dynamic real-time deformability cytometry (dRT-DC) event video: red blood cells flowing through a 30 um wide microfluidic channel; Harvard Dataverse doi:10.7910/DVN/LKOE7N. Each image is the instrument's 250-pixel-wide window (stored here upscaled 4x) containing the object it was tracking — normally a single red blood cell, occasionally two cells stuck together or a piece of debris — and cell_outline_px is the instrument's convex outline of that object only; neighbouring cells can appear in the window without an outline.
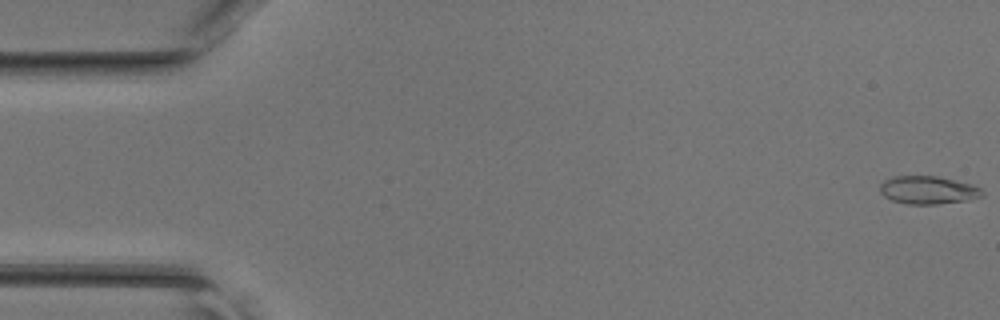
{"species": "common noctule bat (a hibernating species)", "species_latin": "Nyctalus noctula", "temperature_condition": "room temperature", "stored_images_in_passage": 46, "camera_frame_rate_fps": 3000, "um_per_image_px": 0.085, "animal": {"sex": "female", "body_mass_g": 17.0, "forearm_length_mm": 48.0}, "frame": {"image": 1, "passage_image": 1, "time_ms": 0.0, "image_size_px": [1000, 320], "cell_outline_px": [[984, 196], [964, 200], [936, 204], [908, 204], [892, 200], [884, 196], [880, 192], [880, 184], [884, 180], [892, 176], [936, 176], [972, 184], [980, 188], [984, 192]], "centroid_in_image_um": [78.86, 16.15], "position_along_channel_um": 6.1, "area_um2": 16.59}}
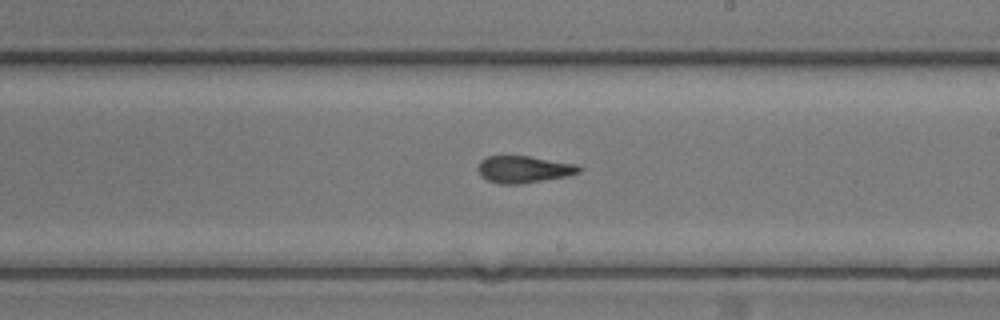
{"frame": {"image": 2, "passage_image": 27, "time_ms": 8.667, "image_size_px": [1000, 320], "cell_outline_px": [[584, 168], [580, 172], [568, 176], [520, 184], [500, 184], [488, 180], [480, 176], [476, 168], [480, 160], [488, 156], [528, 156], [576, 164]], "centroid_in_image_um": [44.51, 14.39], "position_along_channel_um": 244.5, "area_um2": 16.01}}
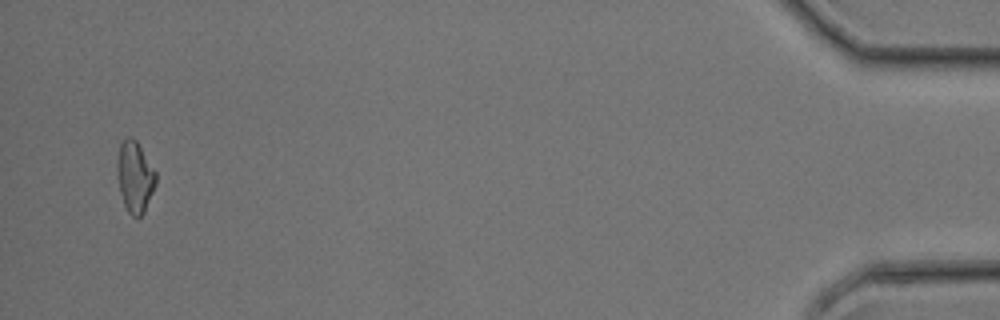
{"frame": {"image": 3, "passage_image": 45, "time_ms": 14.667, "image_size_px": [1000, 320], "cell_outline_px": [[156, 184], [144, 212], [140, 216], [132, 216], [128, 212], [124, 204], [120, 192], [116, 168], [116, 164], [120, 144], [128, 136], [132, 136], [136, 140], [156, 172]], "centroid_in_image_um": [11.46, 15.02], "position_along_channel_um": 423.7, "area_um2": 15.95}}